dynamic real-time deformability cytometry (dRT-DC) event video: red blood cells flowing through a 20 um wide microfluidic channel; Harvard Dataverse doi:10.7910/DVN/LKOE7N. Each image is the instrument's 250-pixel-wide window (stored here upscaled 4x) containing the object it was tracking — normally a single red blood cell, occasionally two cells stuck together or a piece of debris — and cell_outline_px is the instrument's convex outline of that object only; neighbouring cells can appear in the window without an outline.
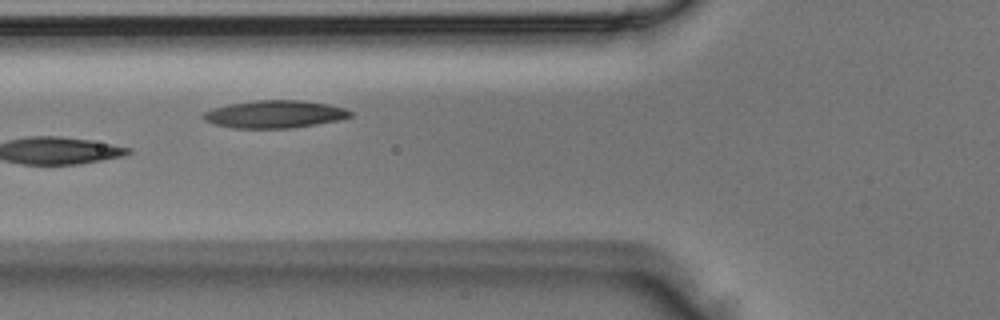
{"species": "Egyptian fruit bat (a non-hibernating species)", "species_latin": "Rousettus aegyptiacus", "temperature_condition": "room temperature", "stored_images_in_passage": 2, "camera_frame_rate_fps": 3000, "um_per_image_px": 0.085, "animal": {"sex": "male"}, "frame": {"image": 1, "passage_image": 2, "time_ms": 0.333, "image_size_px": [1000, 320], "cell_outline_px": [[352, 116], [340, 120], [292, 128], [232, 128], [212, 124], [204, 120], [204, 112], [212, 108], [228, 104], [256, 100], [304, 100], [328, 104], [344, 108], [352, 112]], "centroid_in_image_um": [23.35, 9.7], "position_along_channel_um": 102.5, "area_um2": 23.76}}